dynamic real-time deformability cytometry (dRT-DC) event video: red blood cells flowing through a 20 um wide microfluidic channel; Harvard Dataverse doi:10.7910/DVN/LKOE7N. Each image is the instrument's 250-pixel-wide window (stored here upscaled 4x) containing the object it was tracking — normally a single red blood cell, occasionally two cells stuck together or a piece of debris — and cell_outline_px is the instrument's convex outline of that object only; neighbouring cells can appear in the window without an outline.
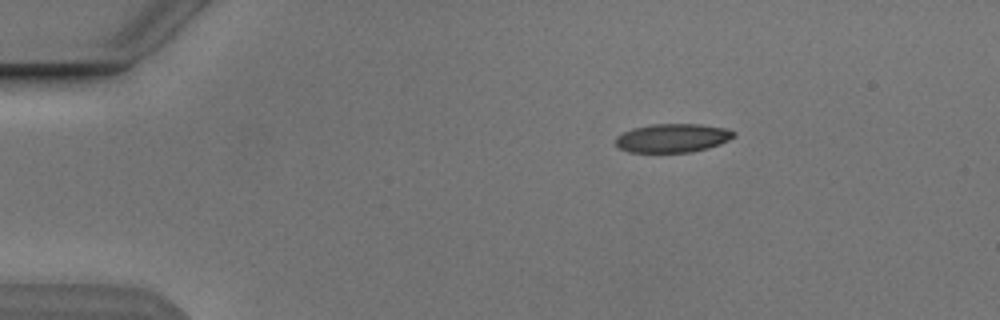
{"species": "Egyptian fruit bat (a non-hibernating species)", "species_latin": "Rousettus aegyptiacus", "temperature_condition": "cold", "stored_images_in_passage": 3, "camera_frame_rate_fps": 3000, "um_per_image_px": 0.085, "animal": {"sex": "male"}, "frame": {"image": 1, "passage_image": 1, "time_ms": 0.0, "image_size_px": [1000, 320], "cell_outline_px": [[736, 136], [720, 144], [708, 148], [692, 152], [628, 152], [620, 148], [616, 144], [616, 136], [632, 128], [652, 124], [700, 124], [724, 128], [736, 132]], "centroid_in_image_um": [57.18, 11.73], "position_along_channel_um": 27.8, "area_um2": 19.77}}